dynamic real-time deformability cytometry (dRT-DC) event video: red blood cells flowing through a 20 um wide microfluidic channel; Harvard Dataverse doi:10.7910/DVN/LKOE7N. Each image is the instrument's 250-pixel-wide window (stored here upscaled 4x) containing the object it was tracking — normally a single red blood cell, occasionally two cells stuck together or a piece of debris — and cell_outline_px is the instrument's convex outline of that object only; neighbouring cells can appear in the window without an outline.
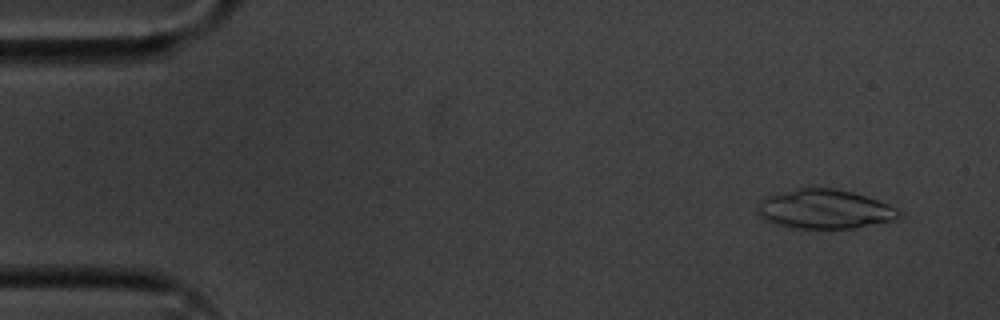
{"species": "common noctule bat (a hibernating species)", "species_latin": "Nyctalus noctula", "temperature_condition": "cold", "stored_images_in_passage": 53, "camera_frame_rate_fps": 3000, "um_per_image_px": 0.085, "animal": {"sex": "male", "body_mass_g": 20.1, "forearm_length_mm": 53.5}, "frame": {"image": 1, "passage_image": 4, "time_ms": 1.0, "image_size_px": [1000, 320], "cell_outline_px": [[900, 212], [892, 220], [852, 228], [792, 228], [776, 224], [764, 220], [760, 216], [756, 204], [760, 200], [768, 196], [796, 188], [832, 188], [852, 192], [888, 204], [896, 208]], "centroid_in_image_um": [70.01, 17.77], "position_along_channel_um": 15.0, "area_um2": 31.85}}